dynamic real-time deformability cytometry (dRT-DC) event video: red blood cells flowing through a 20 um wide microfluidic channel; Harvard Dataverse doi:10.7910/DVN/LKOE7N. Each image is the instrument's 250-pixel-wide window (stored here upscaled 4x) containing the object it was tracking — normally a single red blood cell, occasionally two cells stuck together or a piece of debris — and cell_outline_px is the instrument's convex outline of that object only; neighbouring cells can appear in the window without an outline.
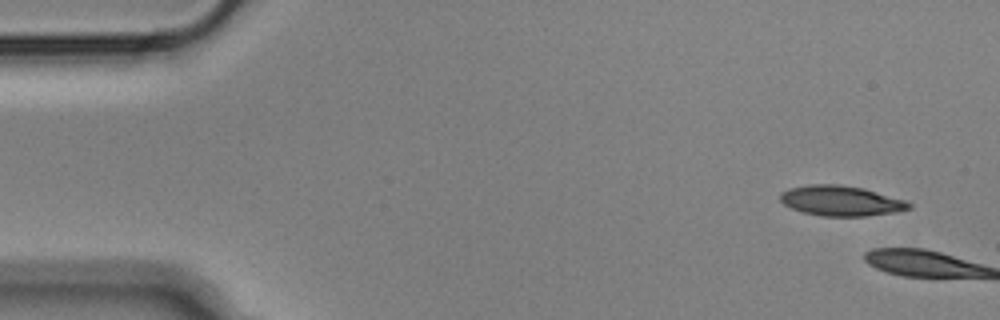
{"species": "Egyptian fruit bat (a non-hibernating species)", "species_latin": "Rousettus aegyptiacus", "temperature_condition": "cold", "stored_images_in_passage": 2, "camera_frame_rate_fps": 3000, "um_per_image_px": 0.085, "animal": {"sex": "male"}, "frame": {"image": 1, "passage_image": 1, "time_ms": 0.0, "image_size_px": [1000, 320], "cell_outline_px": [[912, 208], [896, 212], [868, 216], [820, 216], [804, 212], [792, 208], [784, 204], [780, 200], [780, 192], [788, 188], [808, 184], [840, 184], [864, 188], [904, 200], [912, 204]], "centroid_in_image_um": [71.47, 17.06], "position_along_channel_um": 13.5, "area_um2": 22.77}}